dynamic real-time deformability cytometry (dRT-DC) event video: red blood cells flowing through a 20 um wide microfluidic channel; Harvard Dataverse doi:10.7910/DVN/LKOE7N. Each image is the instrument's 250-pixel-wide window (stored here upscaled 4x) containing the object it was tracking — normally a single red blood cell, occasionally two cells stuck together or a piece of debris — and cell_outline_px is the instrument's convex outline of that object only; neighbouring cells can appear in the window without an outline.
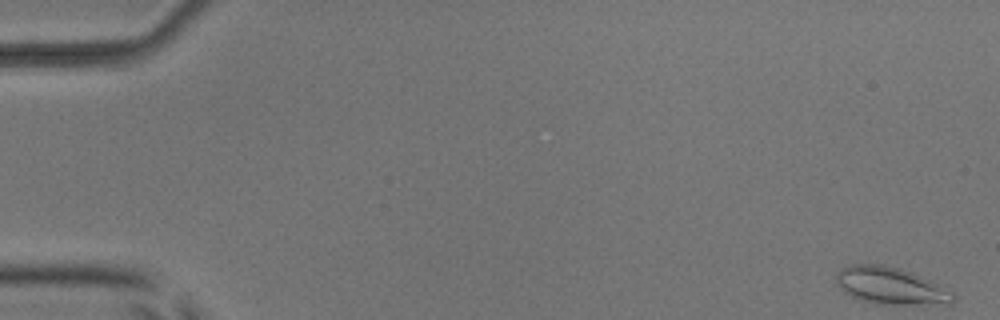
{"species": "common noctule bat (a hibernating species)", "species_latin": "Nyctalus noctula", "temperature_condition": "room temperature", "stored_images_in_passage": 19, "camera_frame_rate_fps": 3000, "um_per_image_px": 0.085, "animal": {"sex": "male", "body_mass_g": 17.9, "forearm_length_mm": 54.2}, "frame": {"image": 1, "passage_image": 1, "time_ms": 0.0, "image_size_px": [1000, 320], "cell_outline_px": [[956, 296], [952, 300], [912, 304], [880, 304], [864, 300], [852, 296], [844, 292], [836, 284], [836, 276], [840, 268], [852, 264], [880, 264], [900, 268], [940, 284], [956, 292]], "centroid_in_image_um": [75.65, 24.25], "position_along_channel_um": 9.4, "area_um2": 24.74}}